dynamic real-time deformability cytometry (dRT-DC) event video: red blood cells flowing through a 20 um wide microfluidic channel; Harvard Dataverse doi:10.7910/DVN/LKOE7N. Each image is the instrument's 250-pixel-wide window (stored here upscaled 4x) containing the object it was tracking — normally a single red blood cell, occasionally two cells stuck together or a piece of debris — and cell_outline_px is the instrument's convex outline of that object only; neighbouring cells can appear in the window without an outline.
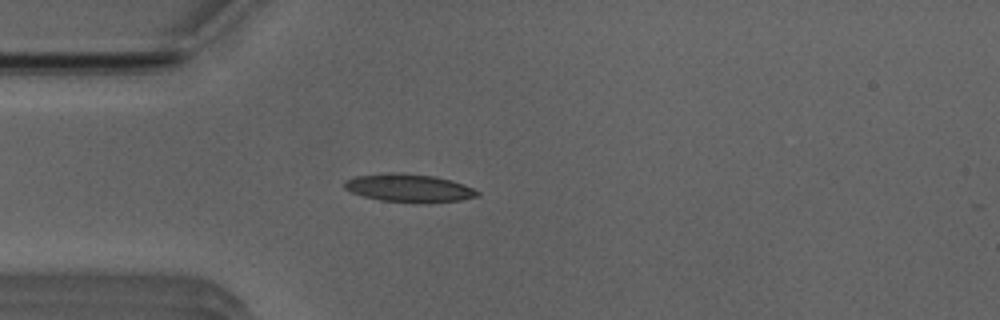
{"species": "Egyptian fruit bat (a non-hibernating species)", "species_latin": "Rousettus aegyptiacus", "temperature_condition": "room temperature", "stored_images_in_passage": 52, "camera_frame_rate_fps": 3000, "um_per_image_px": 0.085, "animal": {"sex": "male"}, "frame": {"image": 1, "passage_image": 14, "time_ms": 4.333, "image_size_px": [1000, 320], "cell_outline_px": [[480, 196], [460, 200], [412, 204], [380, 200], [364, 196], [352, 192], [344, 188], [344, 180], [356, 176], [392, 172], [400, 172], [436, 176], [452, 180], [464, 184], [480, 192]], "centroid_in_image_um": [34.78, 15.98], "position_along_channel_um": 50.2, "area_um2": 22.08}}
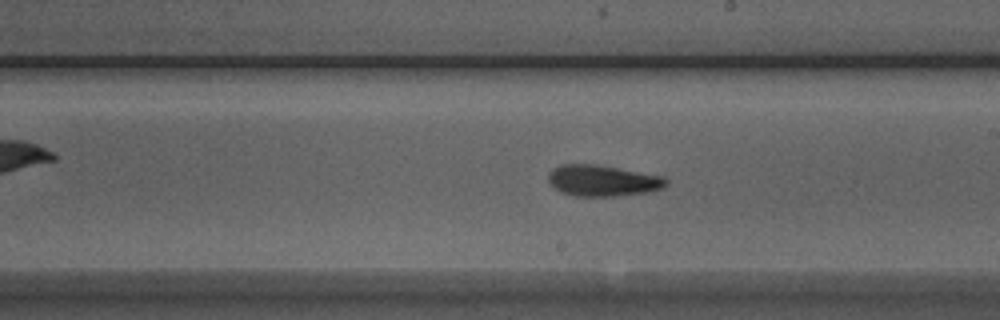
{"frame": {"image": 2, "passage_image": 29, "time_ms": 9.333, "image_size_px": [1000, 320], "cell_outline_px": [[668, 184], [664, 188], [648, 192], [612, 196], [576, 196], [560, 192], [548, 180], [548, 176], [556, 168], [564, 164], [596, 164], [664, 176], [668, 180]], "centroid_in_image_um": [51.29, 15.36], "position_along_channel_um": 237.7, "area_um2": 21.21}}
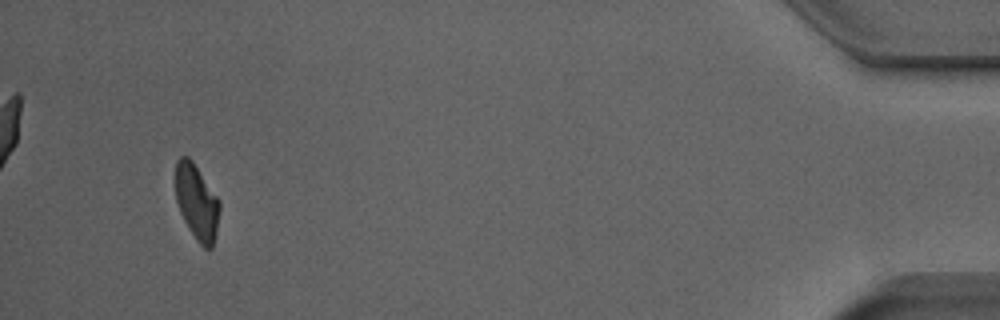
{"frame": {"image": 3, "passage_image": 49, "time_ms": 16.0, "image_size_px": [1000, 320], "cell_outline_px": [[220, 208], [216, 236], [212, 248], [204, 248], [196, 240], [188, 228], [180, 212], [176, 200], [176, 160], [180, 156], [188, 156], [192, 160], [220, 200]], "centroid_in_image_um": [16.74, 17.18], "position_along_channel_um": 418.5, "area_um2": 19.48}, "authors_computed_cell_mechanics": {"area_um2": 20.5479, "velocity_mm_per_s": 3.927, "shape_relaxation_time_tau1_ms": 3.5993, "shape_relaxation_time_tau2_ms": 3.1536, "deformation_change_tau1": 0.145, "deformation_change_tau2": 0.1081}}